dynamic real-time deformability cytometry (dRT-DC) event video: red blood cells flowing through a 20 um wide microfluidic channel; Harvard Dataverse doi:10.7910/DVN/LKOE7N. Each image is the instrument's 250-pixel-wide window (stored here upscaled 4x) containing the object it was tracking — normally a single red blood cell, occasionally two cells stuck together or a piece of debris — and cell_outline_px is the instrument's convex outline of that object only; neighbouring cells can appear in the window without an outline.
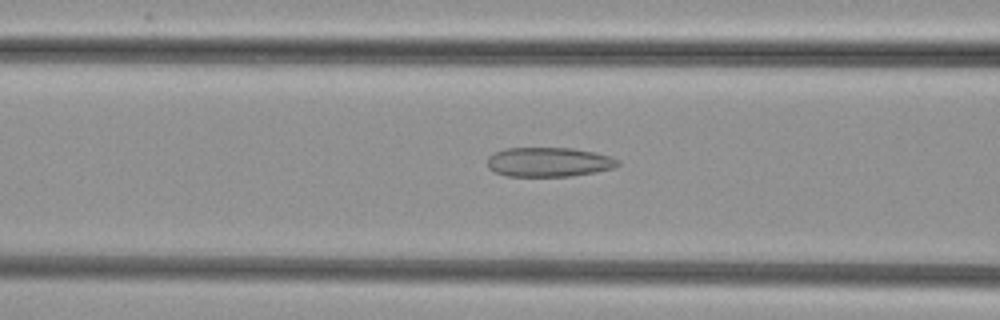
{"species": "common noctule bat (a hibernating species)", "species_latin": "Nyctalus noctula", "temperature_condition": "cold", "stored_images_in_passage": 44, "camera_frame_rate_fps": 3000, "um_per_image_px": 0.085, "animal": {"sex": "female", "body_mass_g": 29.2, "forearm_length_mm": 56.3}, "frame": {"image": 1, "passage_image": 13, "time_ms": 4.0, "image_size_px": [1000, 320], "cell_outline_px": [[620, 164], [612, 168], [596, 172], [572, 176], [508, 176], [496, 172], [488, 168], [488, 156], [504, 148], [572, 148], [596, 152], [620, 160]], "centroid_in_image_um": [46.66, 13.77], "position_along_channel_um": 119.9, "area_um2": 22.37}}
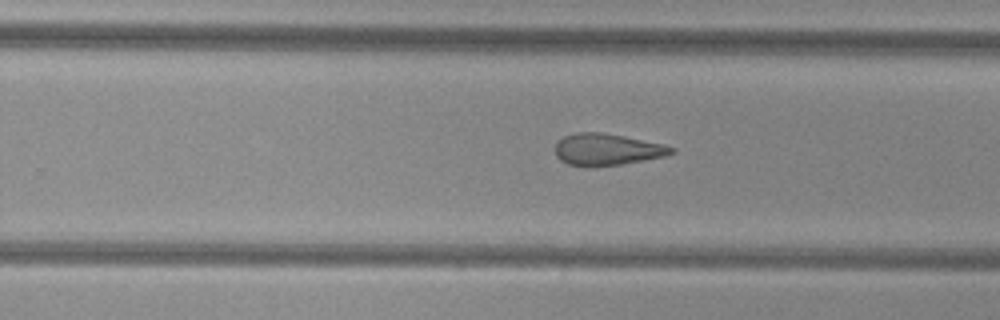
{"frame": {"image": 2, "passage_image": 25, "time_ms": 8.0, "image_size_px": [1000, 320], "cell_outline_px": [[676, 152], [664, 156], [644, 160], [620, 164], [592, 168], [568, 164], [560, 160], [556, 156], [556, 140], [564, 136], [576, 132], [600, 132], [624, 136], [660, 144], [676, 148]], "centroid_in_image_um": [51.55, 12.71], "position_along_channel_um": 278.3, "area_um2": 21.56}}
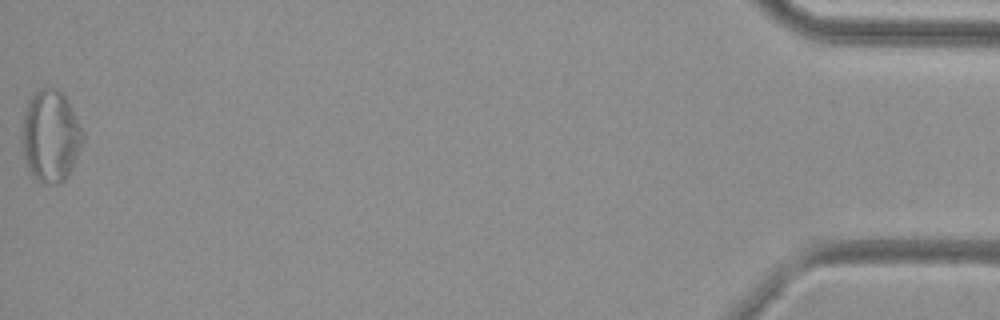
{"frame": {"image": 3, "passage_image": 44, "time_ms": 14.333, "image_size_px": [1000, 320], "cell_outline_px": [[84, 140], [72, 168], [64, 180], [60, 184], [52, 184], [36, 180], [32, 176], [28, 168], [24, 156], [24, 112], [28, 100], [40, 88], [56, 88], [64, 96], [84, 132]], "centroid_in_image_um": [4.32, 11.59], "position_along_channel_um": 430.9, "area_um2": 31.96}}